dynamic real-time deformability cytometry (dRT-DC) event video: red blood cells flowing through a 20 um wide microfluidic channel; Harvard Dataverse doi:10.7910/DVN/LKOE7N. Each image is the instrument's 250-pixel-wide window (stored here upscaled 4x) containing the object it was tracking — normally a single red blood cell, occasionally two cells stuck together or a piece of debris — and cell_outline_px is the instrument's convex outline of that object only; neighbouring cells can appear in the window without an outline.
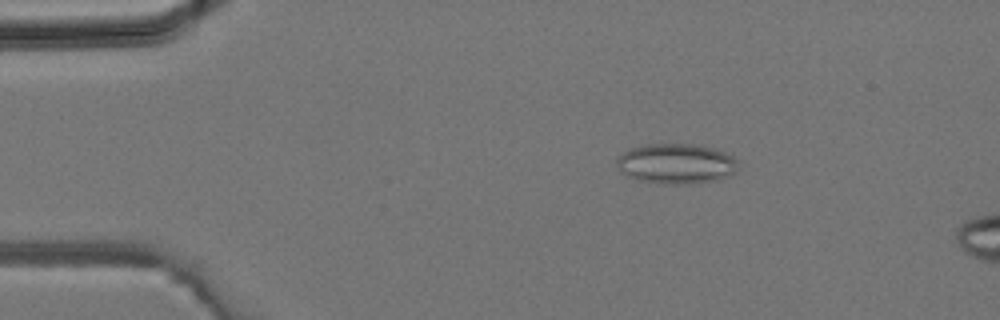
{"species": "common noctule bat (a hibernating species)", "species_latin": "Nyctalus noctula", "temperature_condition": "room temperature", "stored_images_in_passage": 4, "camera_frame_rate_fps": 3000, "um_per_image_px": 0.085, "animal": {"sex": "male", "body_mass_g": 19.2, "forearm_length_mm": 51.8}, "frame": {"image": 1, "passage_image": 2, "time_ms": 0.333, "image_size_px": [1000, 320], "cell_outline_px": [[740, 164], [736, 172], [716, 180], [692, 184], [660, 184], [636, 180], [620, 172], [616, 164], [616, 156], [628, 148], [644, 144], [692, 144], [716, 148], [732, 156]], "centroid_in_image_um": [57.43, 13.91], "position_along_channel_um": 27.6, "area_um2": 29.02}}